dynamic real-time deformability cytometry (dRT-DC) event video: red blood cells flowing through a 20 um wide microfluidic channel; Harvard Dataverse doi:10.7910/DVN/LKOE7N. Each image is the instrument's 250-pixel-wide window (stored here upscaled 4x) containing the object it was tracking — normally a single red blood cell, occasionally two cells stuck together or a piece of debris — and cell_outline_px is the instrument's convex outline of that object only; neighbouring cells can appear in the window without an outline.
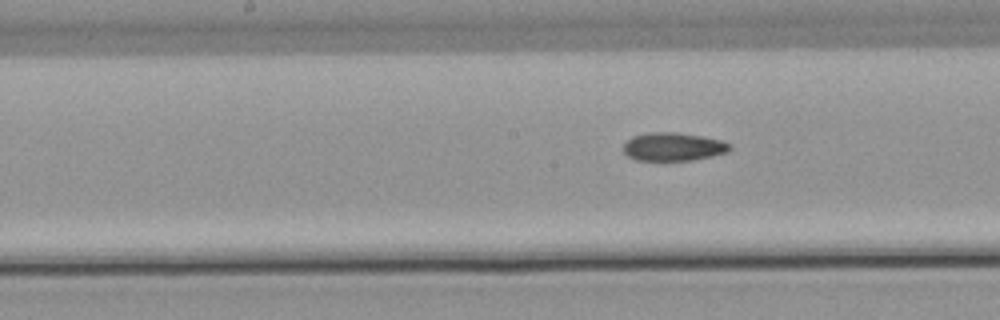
{"species": "common noctule bat (a hibernating species)", "species_latin": "Nyctalus noctula", "temperature_condition": "warm", "stored_images_in_passage": 7, "camera_frame_rate_fps": 3000, "um_per_image_px": 0.085, "animal": {"sex": "male", "body_mass_g": 21.5, "forearm_length_mm": 52.0}, "frame": {"image": 1, "passage_image": 7, "time_ms": 7.667, "image_size_px": [1000, 320], "cell_outline_px": [[732, 148], [728, 152], [712, 156], [692, 160], [636, 160], [628, 156], [624, 152], [624, 144], [632, 136], [648, 132], [676, 132], [704, 136], [720, 140], [732, 144]], "centroid_in_image_um": [57.25, 12.46], "position_along_channel_um": 190.9, "area_um2": 17.63}}